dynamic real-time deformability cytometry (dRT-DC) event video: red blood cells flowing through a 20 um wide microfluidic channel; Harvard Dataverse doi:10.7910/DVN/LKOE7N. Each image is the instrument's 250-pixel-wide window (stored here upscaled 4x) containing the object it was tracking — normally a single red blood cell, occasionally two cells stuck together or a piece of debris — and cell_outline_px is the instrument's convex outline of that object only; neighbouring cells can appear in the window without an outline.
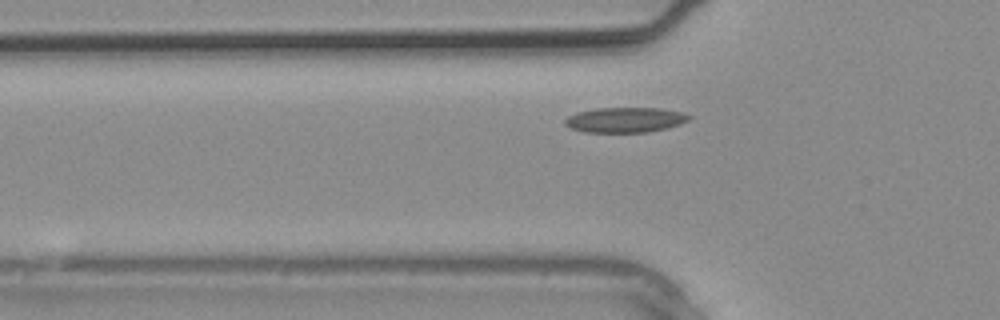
{"species": "common noctule bat (a hibernating species)", "species_latin": "Nyctalus noctula", "temperature_condition": "warm", "stored_images_in_passage": 2, "camera_frame_rate_fps": 3000, "um_per_image_px": 0.085, "animal": {"sex": "male", "body_mass_g": 20.4}, "frame": {"image": 1, "passage_image": 2, "time_ms": 0.333, "image_size_px": [1000, 320], "cell_outline_px": [[692, 116], [688, 120], [680, 124], [668, 128], [648, 132], [584, 132], [572, 128], [564, 124], [564, 120], [568, 116], [576, 112], [596, 108], [660, 108], [684, 112]], "centroid_in_image_um": [53.15, 10.18], "position_along_channel_um": 72.6, "area_um2": 18.26}}